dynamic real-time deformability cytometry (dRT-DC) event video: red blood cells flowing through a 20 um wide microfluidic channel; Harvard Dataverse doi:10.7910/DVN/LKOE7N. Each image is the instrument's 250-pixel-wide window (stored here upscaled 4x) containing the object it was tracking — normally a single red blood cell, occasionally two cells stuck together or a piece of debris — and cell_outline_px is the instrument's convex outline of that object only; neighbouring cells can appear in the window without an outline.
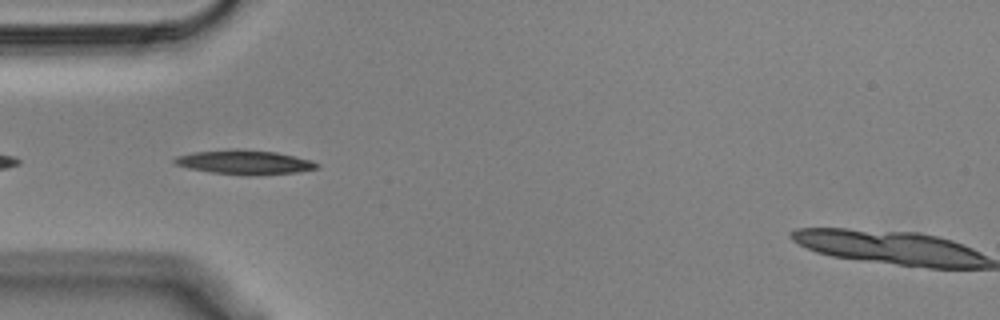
{"species": "Egyptian fruit bat (a non-hibernating species)", "species_latin": "Rousettus aegyptiacus", "temperature_condition": "cold", "stored_images_in_passage": 41, "camera_frame_rate_fps": 3000, "um_per_image_px": 0.085, "animal": {"sex": "male"}, "frame": {"image": 1, "passage_image": 2, "time_ms": 0.333, "image_size_px": [1000, 320], "cell_outline_px": [[320, 168], [296, 172], [248, 176], [212, 172], [188, 168], [172, 164], [172, 160], [176, 156], [192, 152], [232, 148], [236, 148], [276, 152], [312, 160], [320, 164]], "centroid_in_image_um": [20.76, 13.78], "position_along_channel_um": 64.2, "area_um2": 20.46}}
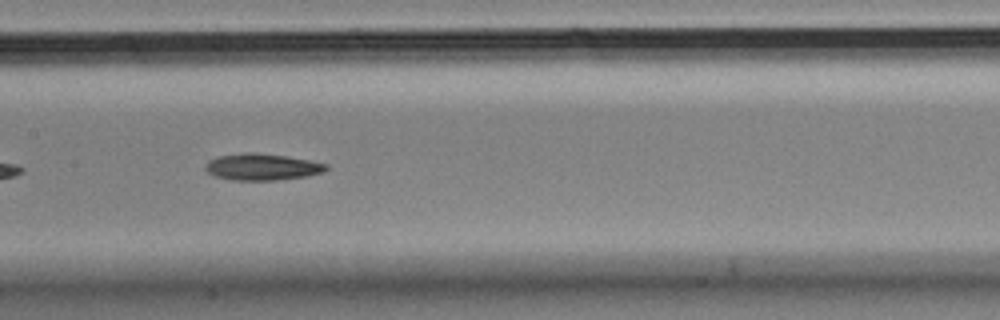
{"frame": {"image": 2, "passage_image": 12, "time_ms": 3.667, "image_size_px": [1000, 320], "cell_outline_px": [[328, 168], [324, 172], [308, 176], [276, 180], [228, 180], [212, 176], [204, 168], [208, 160], [220, 156], [244, 152], [256, 152], [284, 156], [308, 160], [328, 164]], "centroid_in_image_um": [22.25, 14.19], "position_along_channel_um": 185.1, "area_um2": 18.84}}
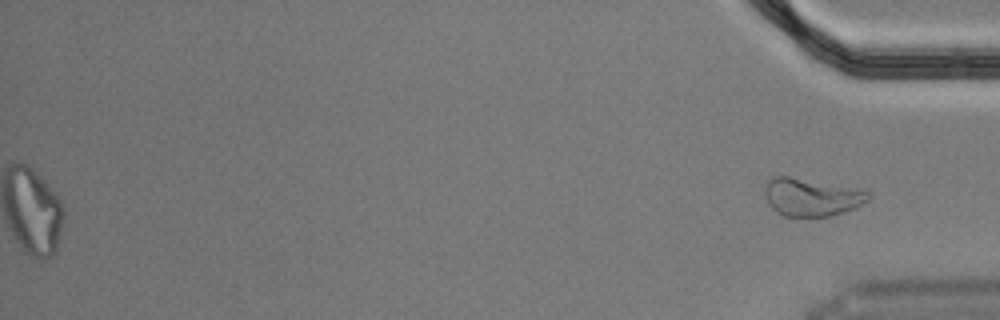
{"frame": {"image": 3, "passage_image": 41, "time_ms": 13.333, "image_size_px": [1000, 320], "cell_outline_px": [[872, 196], [868, 200], [856, 208], [844, 212], [828, 216], [784, 216], [776, 212], [768, 204], [764, 192], [764, 188], [768, 180], [772, 176], [788, 176], [868, 192]], "centroid_in_image_um": [68.91, 16.77], "position_along_channel_um": 366.3, "area_um2": 22.37}}